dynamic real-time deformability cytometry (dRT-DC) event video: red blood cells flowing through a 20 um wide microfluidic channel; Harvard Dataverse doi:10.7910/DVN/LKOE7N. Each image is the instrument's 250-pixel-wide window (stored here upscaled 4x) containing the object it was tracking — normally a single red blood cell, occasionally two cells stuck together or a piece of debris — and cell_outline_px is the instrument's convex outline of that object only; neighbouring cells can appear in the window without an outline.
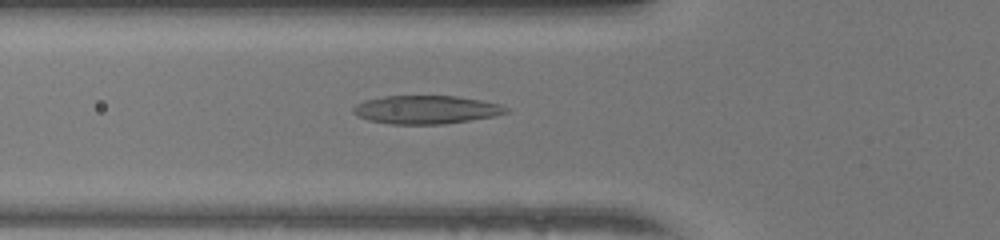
{"species": "human", "species_latin": "Homo sapiens", "temperature_condition": "warm", "stored_images_in_passage": 50, "camera_frame_rate_fps": 3000, "um_per_image_px": 0.085, "donor": {"sex": "female"}, "frame": {"image": 1, "passage_image": 18, "time_ms": 5.667, "image_size_px": [1000, 240], "cell_outline_px": [[508, 112], [496, 116], [444, 124], [388, 124], [368, 120], [352, 112], [352, 108], [356, 104], [364, 100], [384, 96], [456, 96], [480, 100], [500, 104], [508, 108]], "centroid_in_image_um": [36.21, 9.32], "position_along_channel_um": 89.6, "area_um2": 25.26}}
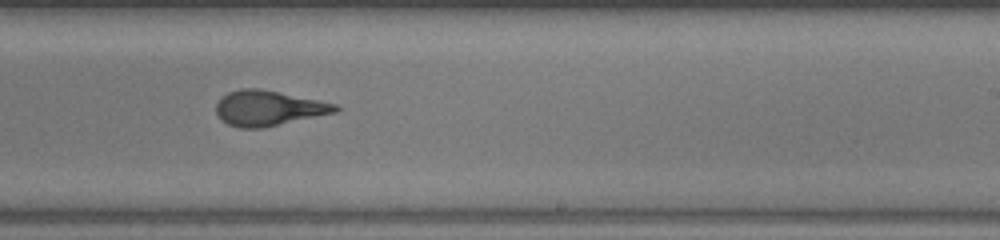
{"frame": {"image": 2, "passage_image": 31, "time_ms": 10.0, "image_size_px": [1000, 240], "cell_outline_px": [[340, 108], [336, 112], [260, 128], [240, 128], [228, 124], [220, 120], [216, 112], [216, 104], [220, 96], [228, 92], [240, 88], [260, 88], [336, 104]], "centroid_in_image_um": [22.74, 9.18], "position_along_channel_um": 266.3, "area_um2": 24.28}}
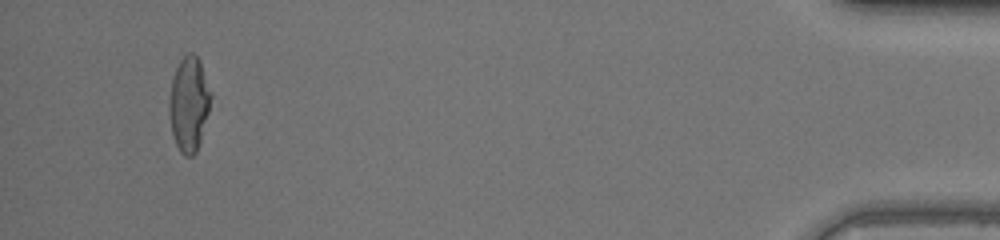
{"frame": {"image": 3, "passage_image": 48, "time_ms": 15.667, "image_size_px": [1000, 240], "cell_outline_px": [[212, 96], [208, 112], [200, 140], [196, 152], [192, 156], [184, 156], [180, 152], [172, 136], [168, 116], [168, 100], [172, 80], [176, 68], [180, 60], [188, 52], [192, 52], [200, 60], [212, 92]], "centroid_in_image_um": [16.04, 8.83], "position_along_channel_um": 419.2, "area_um2": 23.24}, "authors_computed_cell_mechanics": {"area_um2": 25.1719, "velocity_mm_per_s": 4.081, "shape_relaxation_time_tau1_ms": 9.6687, "shape_relaxation_time_tau2_ms": 1.208, "deformation_change_tau1": 0.3427, "deformation_change_tau2": 0.0982}}